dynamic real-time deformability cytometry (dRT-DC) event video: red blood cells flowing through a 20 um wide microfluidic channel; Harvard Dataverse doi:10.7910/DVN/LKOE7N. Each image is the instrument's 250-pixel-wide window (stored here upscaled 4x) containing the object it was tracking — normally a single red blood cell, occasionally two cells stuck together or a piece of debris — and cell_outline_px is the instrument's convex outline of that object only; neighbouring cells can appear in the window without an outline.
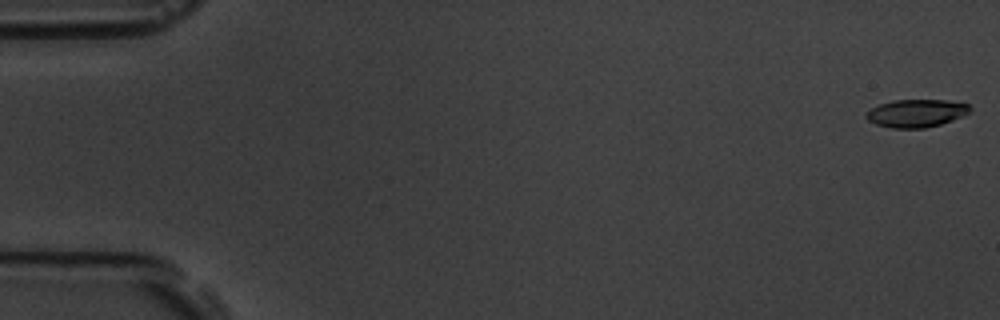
{"species": "common noctule bat (a hibernating species)", "species_latin": "Nyctalus noctula", "temperature_condition": "room temperature", "stored_images_in_passage": 56, "camera_frame_rate_fps": 3000, "um_per_image_px": 0.085, "animal": {"sex": "male", "body_mass_g": 19.5, "forearm_length_mm": 54.6}, "frame": {"image": 1, "passage_image": 1, "time_ms": 0.0, "image_size_px": [1000, 320], "cell_outline_px": [[972, 108], [968, 112], [952, 120], [940, 124], [924, 128], [892, 128], [876, 124], [868, 120], [864, 116], [864, 112], [880, 104], [892, 100], [944, 100], [968, 104]], "centroid_in_image_um": [77.83, 9.62], "position_along_channel_um": 7.2, "area_um2": 16.7}}
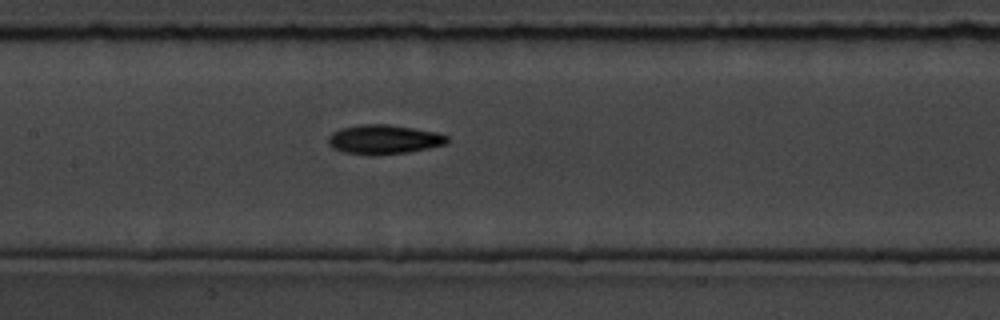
{"frame": {"image": 2, "passage_image": 27, "time_ms": 8.667, "image_size_px": [1000, 320], "cell_outline_px": [[448, 140], [444, 144], [428, 148], [408, 152], [344, 152], [332, 148], [328, 144], [328, 136], [332, 132], [340, 128], [360, 124], [388, 124], [436, 132], [448, 136]], "centroid_in_image_um": [32.61, 11.8], "position_along_channel_um": 174.8, "area_um2": 19.48}}
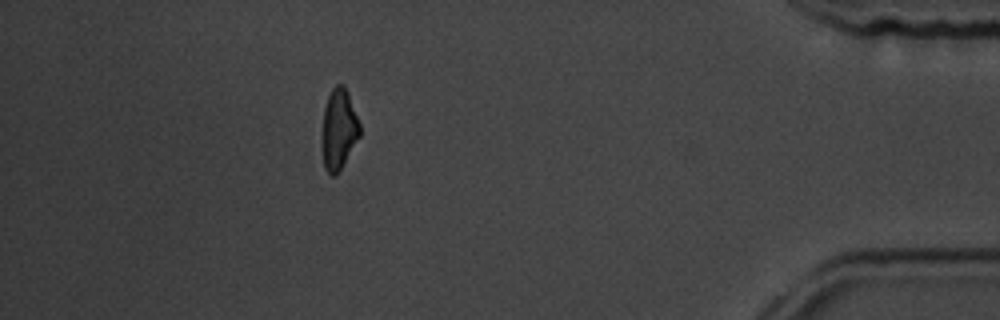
{"frame": {"image": 3, "passage_image": 50, "time_ms": 16.333, "image_size_px": [1000, 320], "cell_outline_px": [[360, 136], [336, 176], [332, 176], [324, 168], [324, 108], [328, 96], [332, 88], [336, 84], [344, 84], [348, 92], [360, 124]], "centroid_in_image_um": [28.83, 10.95], "position_along_channel_um": 406.4, "area_um2": 17.22}}